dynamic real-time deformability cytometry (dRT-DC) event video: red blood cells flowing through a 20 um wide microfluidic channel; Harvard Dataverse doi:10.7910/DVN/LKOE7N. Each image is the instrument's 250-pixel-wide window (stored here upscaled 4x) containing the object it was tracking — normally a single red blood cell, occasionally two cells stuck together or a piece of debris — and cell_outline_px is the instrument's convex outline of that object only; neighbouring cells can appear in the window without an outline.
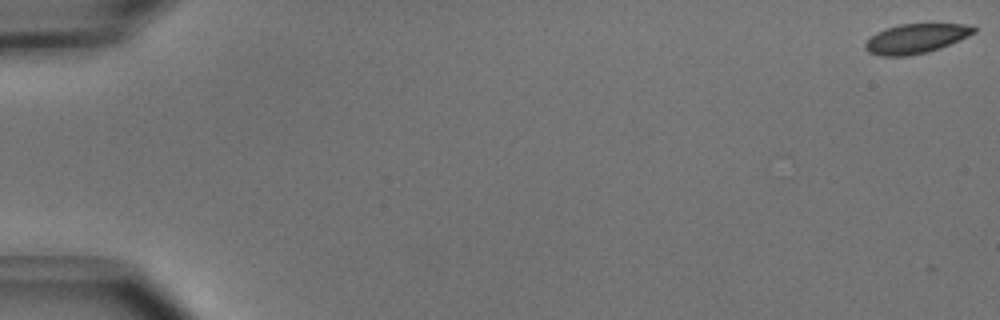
{"species": "common noctule bat (a hibernating species)", "species_latin": "Nyctalus noctula", "temperature_condition": "cold", "stored_images_in_passage": 52, "camera_frame_rate_fps": 3000, "um_per_image_px": 0.085, "animal": {"sex": "male", "body_mass_g": 15.6}, "frame": {"image": 1, "passage_image": 1, "time_ms": 0.0, "image_size_px": [1000, 320], "cell_outline_px": [[976, 32], [960, 40], [940, 48], [928, 52], [908, 56], [880, 56], [868, 52], [864, 48], [864, 44], [876, 32], [900, 24], [964, 24], [976, 28]], "centroid_in_image_um": [77.84, 3.29], "position_along_channel_um": 7.2, "area_um2": 18.61}}
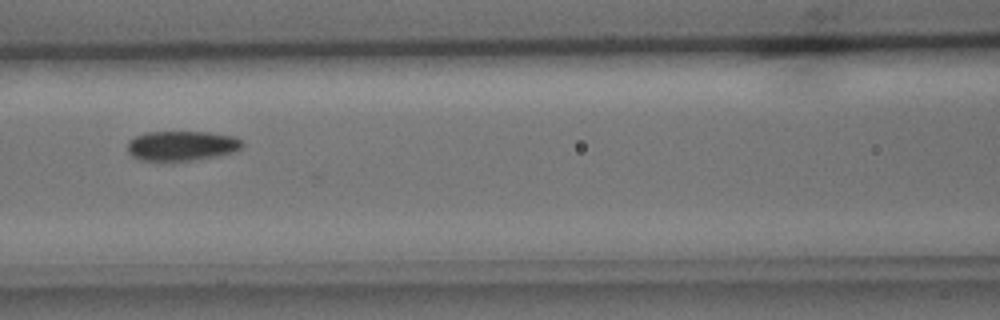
{"frame": {"image": 2, "passage_image": 24, "time_ms": 7.667, "image_size_px": [1000, 320], "cell_outline_px": [[244, 144], [236, 152], [216, 156], [192, 160], [140, 160], [132, 156], [128, 152], [128, 140], [144, 132], [208, 132], [236, 136], [244, 140]], "centroid_in_image_um": [15.49, 12.37], "position_along_channel_um": 151.1, "area_um2": 20.06}}
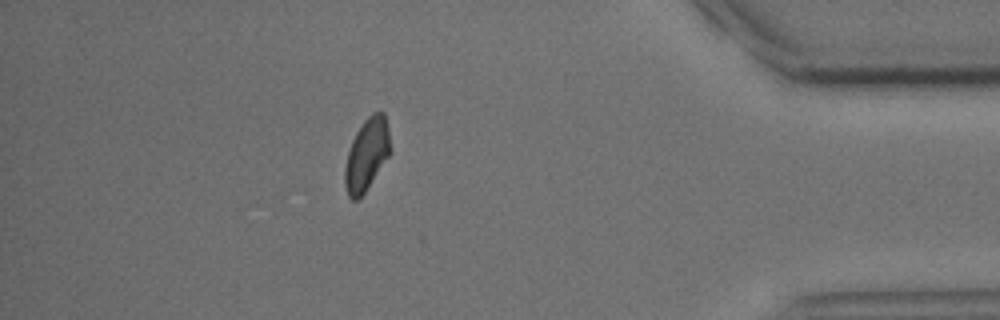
{"frame": {"image": 3, "passage_image": 46, "time_ms": 15.0, "image_size_px": [1000, 320], "cell_outline_px": [[388, 156], [364, 192], [356, 200], [352, 200], [348, 196], [344, 184], [344, 168], [348, 152], [352, 140], [356, 132], [364, 120], [372, 112], [384, 112], [388, 128]], "centroid_in_image_um": [31.12, 13.12], "position_along_channel_um": 404.1, "area_um2": 18.55}, "authors_computed_cell_mechanics": {"area_um2": 19.8254, "velocity_mm_per_s": 3.9561, "shape_relaxation_time_tau1_ms": 2.4638, "shape_relaxation_time_tau2_ms": null, "deformation_change_tau1": 0.0755, "deformation_change_tau2": null}}